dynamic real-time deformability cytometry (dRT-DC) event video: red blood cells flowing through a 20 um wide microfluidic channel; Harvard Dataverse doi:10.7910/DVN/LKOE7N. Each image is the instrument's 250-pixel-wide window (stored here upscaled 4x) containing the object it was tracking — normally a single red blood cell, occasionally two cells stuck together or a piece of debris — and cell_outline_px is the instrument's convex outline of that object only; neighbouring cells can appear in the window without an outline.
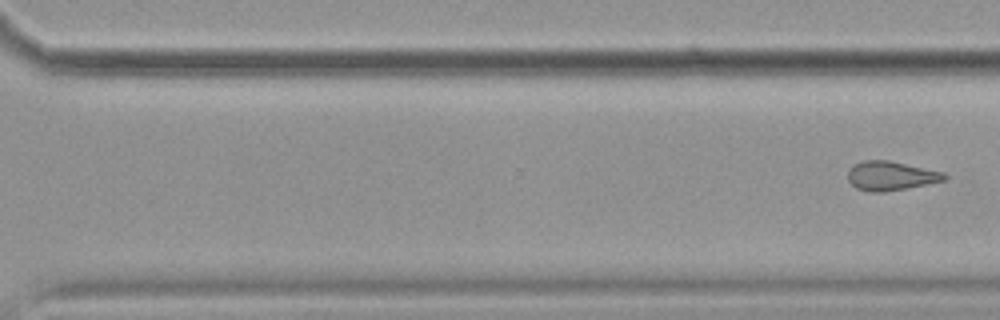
{"species": "common noctule bat (a hibernating species)", "species_latin": "Nyctalus noctula", "temperature_condition": "cold", "stored_images_in_passage": 10, "segment_of_instrument_passage": [2, 2], "camera_frame_rate_fps": 3000, "um_per_image_px": 0.085, "animal": {"sex": "female", "body_mass_g": 19.9}, "frame": {"image": 1, "passage_image": 10, "time_ms": 11.333, "image_size_px": [1000, 320], "cell_outline_px": [[948, 176], [944, 180], [908, 188], [884, 192], [872, 192], [856, 188], [848, 180], [848, 168], [852, 164], [864, 160], [888, 160], [944, 172]], "centroid_in_image_um": [75.68, 14.94], "position_along_channel_um": 294.9, "area_um2": 16.42}}